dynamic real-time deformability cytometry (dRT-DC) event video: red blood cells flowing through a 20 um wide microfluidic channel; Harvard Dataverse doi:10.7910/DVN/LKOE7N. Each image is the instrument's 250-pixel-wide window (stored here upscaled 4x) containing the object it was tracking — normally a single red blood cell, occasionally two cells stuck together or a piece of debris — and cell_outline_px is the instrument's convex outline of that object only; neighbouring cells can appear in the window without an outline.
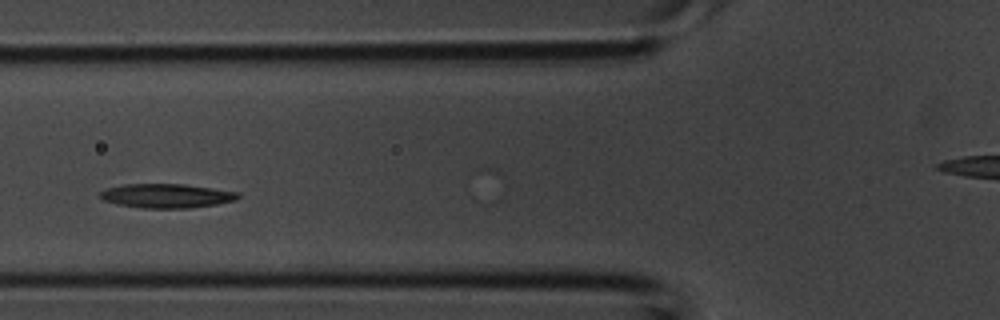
{"species": "common noctule bat (a hibernating species)", "species_latin": "Nyctalus noctula", "temperature_condition": "room temperature", "stored_images_in_passage": 3, "camera_frame_rate_fps": 3000, "um_per_image_px": 0.085, "animal": {"sex": "male", "body_mass_g": 20.1, "forearm_length_mm": 53.5}, "frame": {"image": 1, "passage_image": 3, "time_ms": 0.667, "image_size_px": [1000, 320], "cell_outline_px": [[240, 196], [236, 200], [216, 204], [188, 208], [144, 208], [116, 204], [104, 200], [100, 196], [100, 192], [108, 188], [124, 184], [184, 184], [212, 188], [236, 192]], "centroid_in_image_um": [14.14, 16.64], "position_along_channel_um": 111.7, "area_um2": 19.19}}